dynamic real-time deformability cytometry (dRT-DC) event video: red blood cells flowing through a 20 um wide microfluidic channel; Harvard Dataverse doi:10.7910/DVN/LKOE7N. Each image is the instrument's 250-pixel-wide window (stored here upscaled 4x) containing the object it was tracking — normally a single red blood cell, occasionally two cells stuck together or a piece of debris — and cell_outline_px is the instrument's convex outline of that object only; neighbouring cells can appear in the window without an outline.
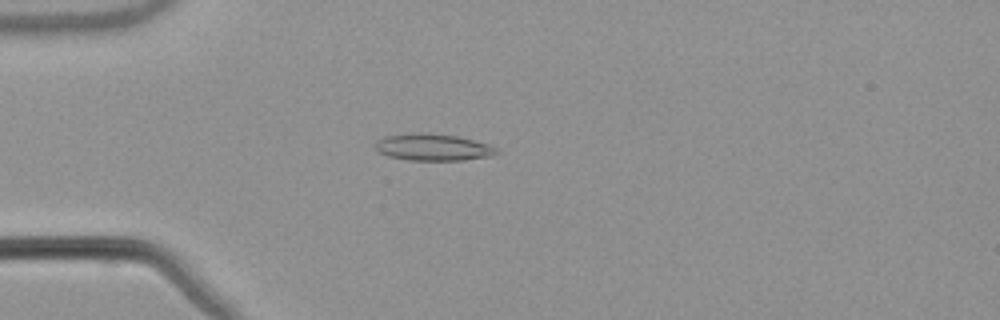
{"species": "common noctule bat (a hibernating species)", "species_latin": "Nyctalus noctula", "temperature_condition": "warm", "stored_images_in_passage": 52, "camera_frame_rate_fps": 3000, "um_per_image_px": 0.085, "animal": {"sex": "male", "body_mass_g": 21.5, "forearm_length_mm": 52.0}, "frame": {"image": 1, "passage_image": 13, "time_ms": 4.0, "image_size_px": [1000, 320], "cell_outline_px": [[500, 152], [492, 156], [464, 160], [408, 160], [388, 156], [376, 152], [376, 140], [384, 136], [412, 132], [420, 132], [456, 136], [488, 144], [496, 148]], "centroid_in_image_um": [36.77, 12.51], "position_along_channel_um": 48.2, "area_um2": 19.07}}
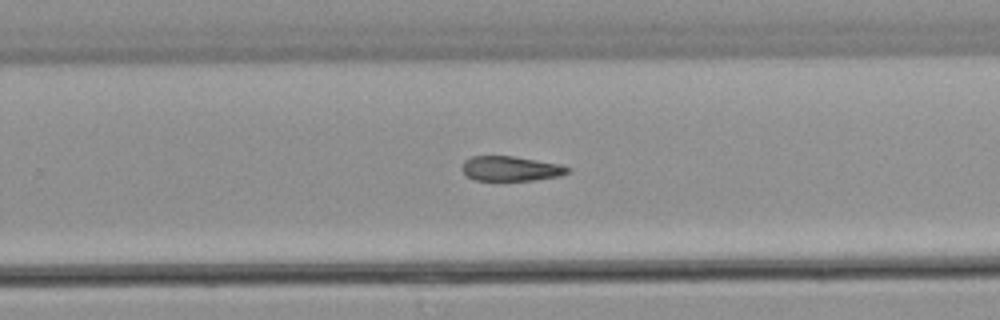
{"frame": {"image": 2, "passage_image": 33, "time_ms": 10.667, "image_size_px": [1000, 320], "cell_outline_px": [[572, 168], [568, 172], [560, 176], [536, 180], [476, 180], [468, 176], [460, 168], [464, 160], [472, 156], [512, 156], [560, 164]], "centroid_in_image_um": [43.42, 14.33], "position_along_channel_um": 286.4, "area_um2": 15.26}}
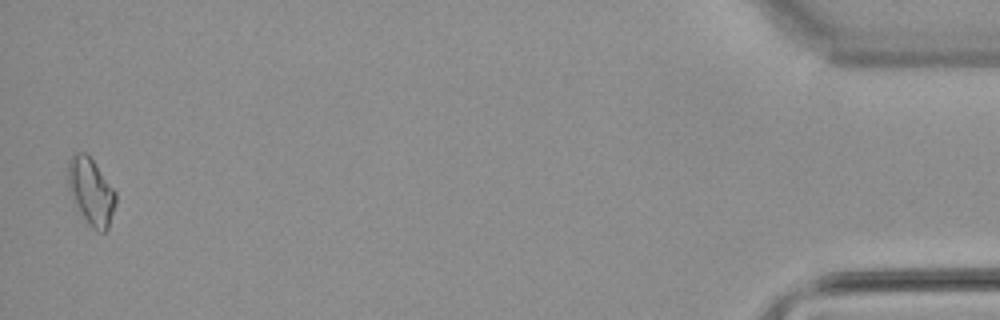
{"frame": {"image": 3, "passage_image": 51, "time_ms": 16.667, "image_size_px": [1000, 320], "cell_outline_px": [[116, 204], [108, 228], [104, 232], [100, 232], [92, 228], [88, 224], [76, 204], [68, 188], [68, 160], [76, 152], [84, 152], [92, 160], [116, 192]], "centroid_in_image_um": [7.74, 16.29], "position_along_channel_um": 427.5, "area_um2": 18.21}}